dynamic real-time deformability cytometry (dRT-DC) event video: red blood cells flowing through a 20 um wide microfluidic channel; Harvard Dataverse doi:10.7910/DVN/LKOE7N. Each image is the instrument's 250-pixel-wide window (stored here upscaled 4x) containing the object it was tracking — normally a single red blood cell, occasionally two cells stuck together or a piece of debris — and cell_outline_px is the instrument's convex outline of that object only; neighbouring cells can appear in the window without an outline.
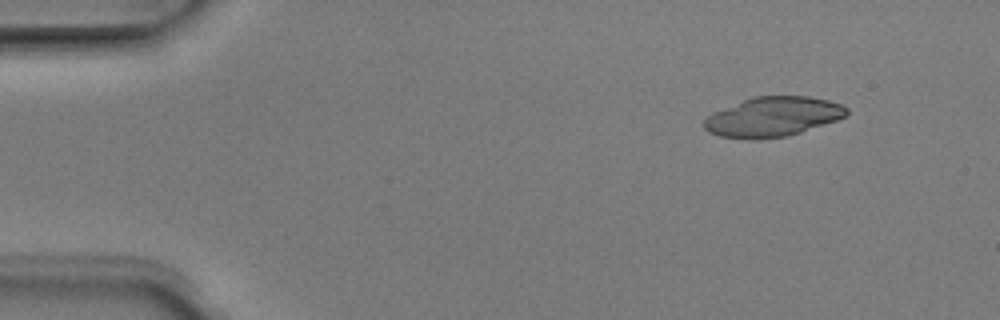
{"species": "Egyptian fruit bat (a non-hibernating species)", "species_latin": "Rousettus aegyptiacus", "temperature_condition": "room temperature", "stored_images_in_passage": 5, "camera_frame_rate_fps": 3000, "um_per_image_px": 0.085, "animal": {"sex": "male"}, "frame": {"image": 1, "passage_image": 1, "time_ms": 0.0, "image_size_px": [1000, 320], "cell_outline_px": [[848, 116], [788, 136], [752, 140], [748, 140], [720, 136], [708, 132], [704, 128], [704, 120], [708, 116], [716, 112], [752, 96], [808, 96], [828, 100], [840, 104], [848, 108]], "centroid_in_image_um": [65.71, 9.93], "position_along_channel_um": 19.3, "area_um2": 32.83}}
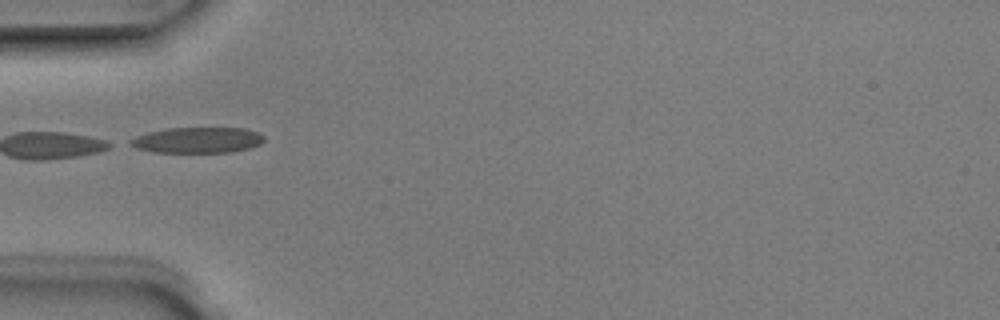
{"frame": {"image": 2, "passage_image": 4, "time_ms": 1.0, "image_size_px": [1000, 320], "cell_outline_px": [[264, 140], [260, 144], [252, 148], [232, 152], [152, 152], [136, 148], [128, 144], [128, 140], [136, 136], [148, 132], [168, 128], [244, 128], [256, 132], [264, 136]], "centroid_in_image_um": [16.77, 11.91], "position_along_channel_um": 68.2, "area_um2": 20.17}}